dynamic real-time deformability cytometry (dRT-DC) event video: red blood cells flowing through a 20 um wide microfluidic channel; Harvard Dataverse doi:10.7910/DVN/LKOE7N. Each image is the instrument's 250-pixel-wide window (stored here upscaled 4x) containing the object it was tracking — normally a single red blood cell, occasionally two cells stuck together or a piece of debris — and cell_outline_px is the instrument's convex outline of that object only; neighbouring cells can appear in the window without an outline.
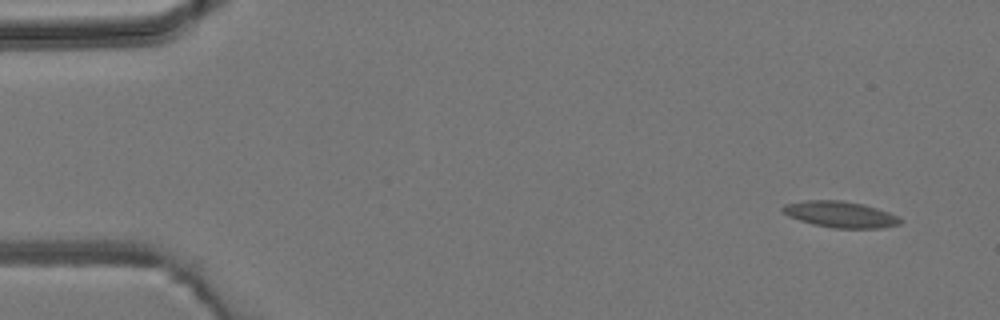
{"species": "common noctule bat (a hibernating species)", "species_latin": "Nyctalus noctula", "temperature_condition": "room temperature", "stored_images_in_passage": 5, "camera_frame_rate_fps": 3000, "um_per_image_px": 0.085, "animal": {"sex": "male", "body_mass_g": 19.2, "forearm_length_mm": 51.8}, "frame": {"image": 1, "passage_image": 1, "time_ms": 0.0, "image_size_px": [1000, 320], "cell_outline_px": [[904, 220], [900, 224], [884, 228], [832, 228], [812, 224], [788, 216], [780, 208], [784, 204], [804, 200], [840, 200], [864, 204], [900, 216]], "centroid_in_image_um": [71.45, 18.22], "position_along_channel_um": 13.5, "area_um2": 18.15}}
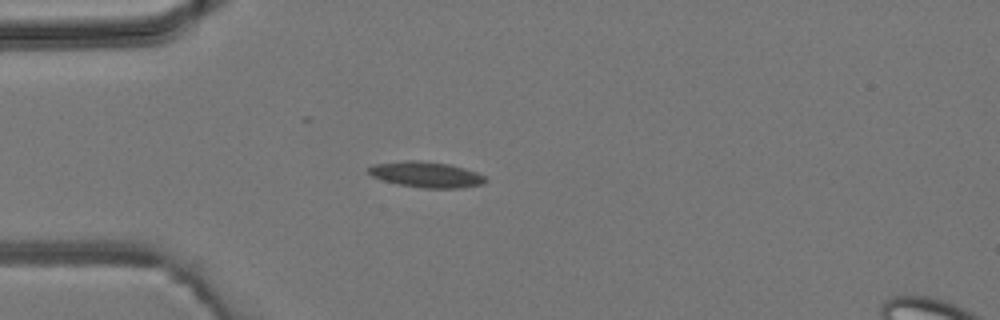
{"frame": {"image": 2, "passage_image": 4, "time_ms": 3.667, "image_size_px": [1000, 320], "cell_outline_px": [[488, 180], [484, 184], [460, 188], [420, 188], [400, 184], [384, 180], [372, 176], [368, 172], [368, 168], [372, 164], [404, 160], [420, 160], [448, 164], [464, 168], [476, 172], [484, 176]], "centroid_in_image_um": [36.23, 14.83], "position_along_channel_um": 48.8, "area_um2": 17.57}}